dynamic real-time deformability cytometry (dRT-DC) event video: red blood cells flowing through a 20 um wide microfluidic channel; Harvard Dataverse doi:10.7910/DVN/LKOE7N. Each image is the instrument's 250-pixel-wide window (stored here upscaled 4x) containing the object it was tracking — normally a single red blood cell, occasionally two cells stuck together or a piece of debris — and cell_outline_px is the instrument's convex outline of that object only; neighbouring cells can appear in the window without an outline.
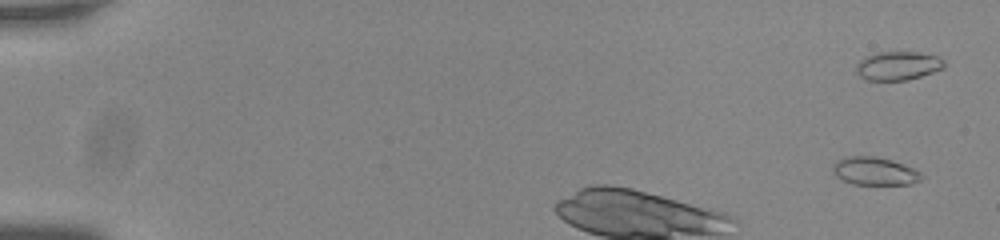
{"species": "common noctule bat (a hibernating species)", "species_latin": "Nyctalus noctula", "temperature_condition": "room temperature", "stored_images_in_passage": 9, "camera_frame_rate_fps": 3000, "um_per_image_px": 0.085, "animal": {"sex": "male", "body_mass_g": 20.0, "forearm_length_mm": 53.3}, "frame": {"image": 1, "passage_image": 3, "time_ms": 0.667, "image_size_px": [1000, 240], "cell_outline_px": [[924, 176], [920, 180], [912, 184], [852, 184], [836, 176], [832, 172], [832, 164], [836, 160], [844, 156], [876, 156], [892, 160], [912, 168], [920, 172]], "centroid_in_image_um": [74.3, 14.53], "position_along_channel_um": 10.7, "area_um2": 14.57}}